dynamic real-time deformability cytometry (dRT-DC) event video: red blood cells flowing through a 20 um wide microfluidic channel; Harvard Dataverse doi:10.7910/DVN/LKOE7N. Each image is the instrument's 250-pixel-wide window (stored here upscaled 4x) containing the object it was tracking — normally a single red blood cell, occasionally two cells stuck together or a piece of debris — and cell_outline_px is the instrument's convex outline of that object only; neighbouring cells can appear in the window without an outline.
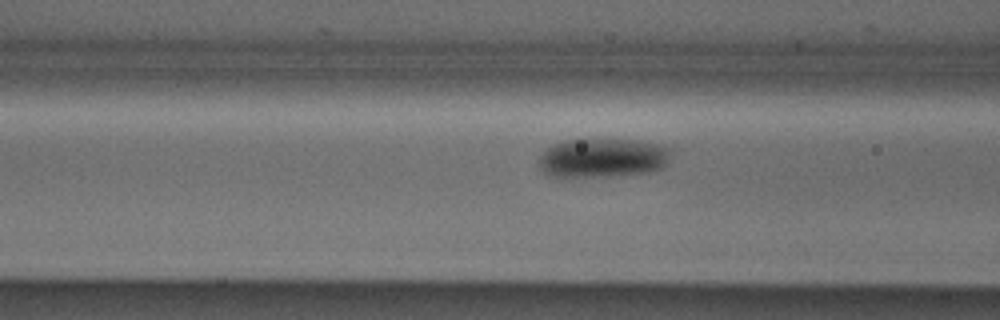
{"species": "Egyptian fruit bat (a non-hibernating species)", "species_latin": "Rousettus aegyptiacus", "temperature_condition": "cold", "stored_images_in_passage": 14, "camera_frame_rate_fps": 3000, "um_per_image_px": 0.085, "animal": {"sex": "male"}, "frame": {"image": 1, "passage_image": 12, "time_ms": 3.667, "image_size_px": [1000, 320], "cell_outline_px": [[672, 152], [668, 164], [664, 168], [648, 172], [608, 176], [548, 176], [536, 164], [536, 160], [552, 144], [564, 140], [640, 140], [672, 148]], "centroid_in_image_um": [51.25, 13.42], "position_along_channel_um": 115.4, "area_um2": 30.29}}